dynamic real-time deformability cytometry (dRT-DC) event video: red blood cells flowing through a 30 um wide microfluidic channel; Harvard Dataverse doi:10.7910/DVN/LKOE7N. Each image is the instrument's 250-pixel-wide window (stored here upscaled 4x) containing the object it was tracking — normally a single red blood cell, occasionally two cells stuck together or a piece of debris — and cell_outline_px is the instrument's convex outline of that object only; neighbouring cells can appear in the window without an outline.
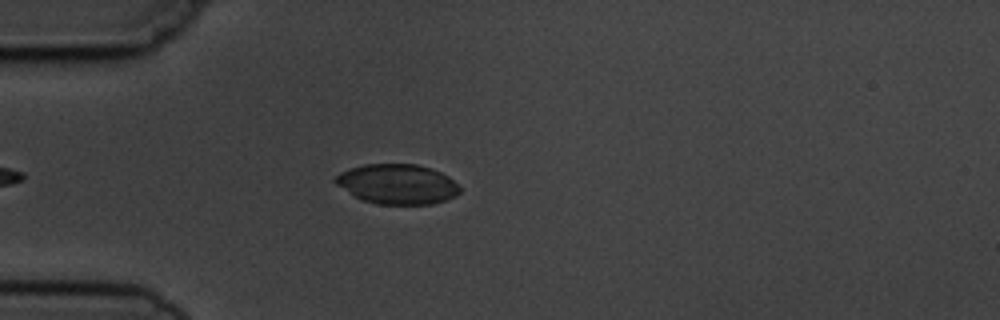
{"species": "common noctule bat (a hibernating species)", "species_latin": "Nyctalus noctula", "temperature_condition": "cold", "stored_images_in_passage": 4, "camera_frame_rate_fps": 3000, "um_per_image_px": 0.085, "animal": {"sex": "male", "body_mass_g": 19.5, "forearm_length_mm": 54.6}, "frame": {"image": 1, "passage_image": 4, "time_ms": 3.333, "image_size_px": [1000, 320], "cell_outline_px": [[460, 192], [456, 196], [432, 204], [376, 204], [360, 200], [336, 184], [332, 180], [340, 172], [364, 164], [416, 164], [440, 172], [448, 176], [460, 188]], "centroid_in_image_um": [33.74, 15.66], "position_along_channel_um": 51.3, "area_um2": 28.84}}